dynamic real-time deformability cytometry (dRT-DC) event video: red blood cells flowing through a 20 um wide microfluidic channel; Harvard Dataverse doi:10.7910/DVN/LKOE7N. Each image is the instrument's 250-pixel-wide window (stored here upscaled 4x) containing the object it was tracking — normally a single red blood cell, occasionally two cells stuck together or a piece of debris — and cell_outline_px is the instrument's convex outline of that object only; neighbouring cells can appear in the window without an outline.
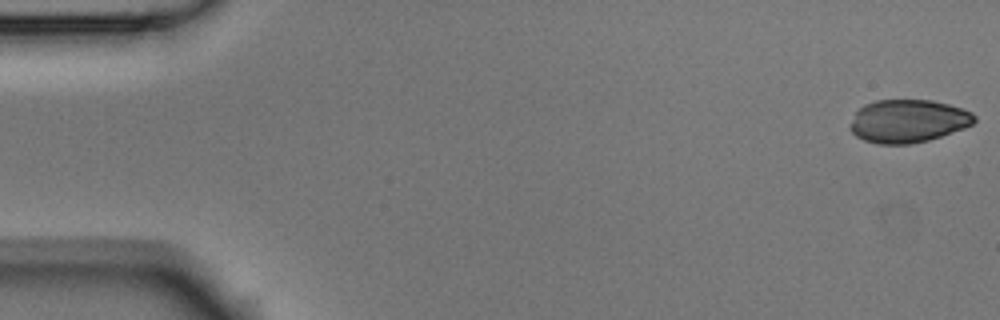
{"species": "Egyptian fruit bat (a non-hibernating species)", "species_latin": "Rousettus aegyptiacus", "temperature_condition": "room temperature", "stored_images_in_passage": 6, "camera_frame_rate_fps": 3000, "um_per_image_px": 0.085, "animal": {"sex": "male"}, "frame": {"image": 1, "passage_image": 1, "time_ms": 0.0, "image_size_px": [1000, 320], "cell_outline_px": [[976, 120], [972, 124], [964, 128], [928, 140], [912, 144], [876, 144], [864, 140], [856, 136], [848, 128], [856, 112], [864, 104], [876, 100], [932, 100], [948, 104], [972, 112], [976, 116]], "centroid_in_image_um": [77.17, 10.29], "position_along_channel_um": 7.8, "area_um2": 31.15}}